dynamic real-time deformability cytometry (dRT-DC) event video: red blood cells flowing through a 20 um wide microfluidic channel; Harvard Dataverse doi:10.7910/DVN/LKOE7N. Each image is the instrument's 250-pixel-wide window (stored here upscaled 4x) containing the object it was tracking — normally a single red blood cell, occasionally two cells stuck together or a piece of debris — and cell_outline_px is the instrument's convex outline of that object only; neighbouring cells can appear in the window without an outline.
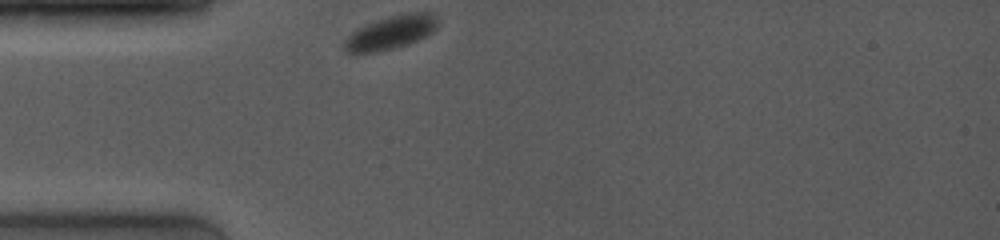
{"species": "common noctule bat (a hibernating species)", "species_latin": "Nyctalus noctula", "temperature_condition": "room temperature", "stored_images_in_passage": 44, "camera_frame_rate_fps": 4000, "um_per_image_px": 0.085, "animal": {"sex": "female", "body_mass_g": 19.0, "forearm_length_mm": 53.3}, "frame": {"image": 1, "passage_image": 1, "time_ms": 0.0, "image_size_px": [1000, 240], "cell_outline_px": [[436, 28], [432, 32], [416, 40], [392, 48], [376, 52], [352, 56], [344, 52], [344, 40], [356, 28], [376, 20], [388, 16], [408, 12], [432, 12], [436, 16]], "centroid_in_image_um": [33.12, 2.78], "position_along_channel_um": 51.9, "area_um2": 18.44}}
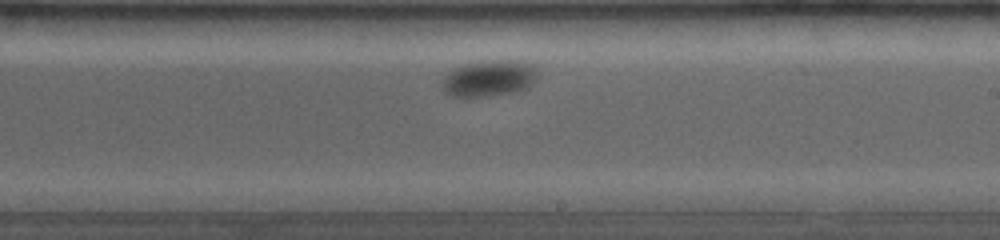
{"frame": {"image": 2, "passage_image": 25, "time_ms": 6.0, "image_size_px": [1000, 240], "cell_outline_px": [[536, 76], [528, 88], [512, 92], [484, 96], [452, 96], [444, 92], [440, 80], [448, 72], [464, 64], [492, 60], [524, 60], [532, 64]], "centroid_in_image_um": [41.54, 6.64], "position_along_channel_um": 247.5, "area_um2": 20.0}}
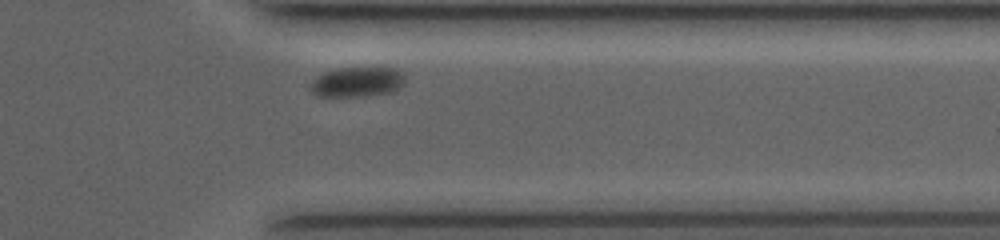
{"frame": {"image": 3, "passage_image": 40, "time_ms": 9.75, "image_size_px": [1000, 240], "cell_outline_px": [[404, 84], [400, 88], [388, 92], [360, 96], [320, 96], [312, 92], [312, 80], [316, 76], [324, 72], [340, 68], [396, 68], [404, 76]], "centroid_in_image_um": [30.36, 6.95], "position_along_channel_um": 381.0, "area_um2": 16.18}, "authors_computed_cell_mechanics": {"area_um2": 19.074, "velocity_mm_per_s": 3.4521, "shape_relaxation_time_tau1_ms": 1.0361, "shape_relaxation_time_tau2_ms": null, "deformation_change_tau1": 0.0278, "deformation_change_tau2": null}}